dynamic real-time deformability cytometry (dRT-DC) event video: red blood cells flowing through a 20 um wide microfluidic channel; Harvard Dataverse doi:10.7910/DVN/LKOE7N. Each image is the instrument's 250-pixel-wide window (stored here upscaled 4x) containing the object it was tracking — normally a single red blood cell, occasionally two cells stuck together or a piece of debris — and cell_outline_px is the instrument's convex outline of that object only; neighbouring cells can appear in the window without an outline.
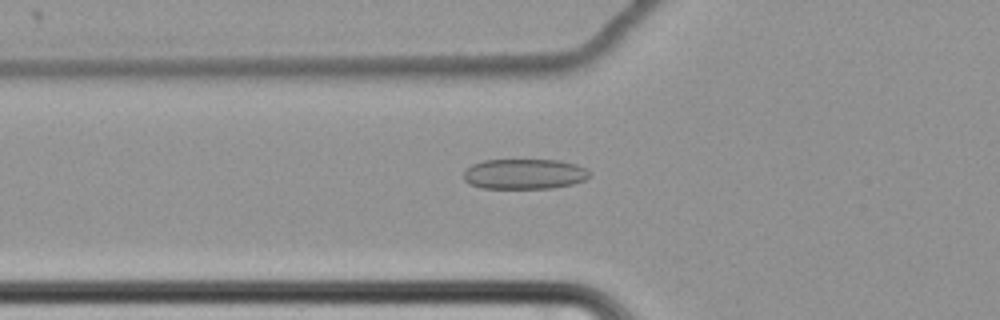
{"species": "common noctule bat (a hibernating species)", "species_latin": "Nyctalus noctula", "temperature_condition": "cold", "stored_images_in_passage": 63, "camera_frame_rate_fps": 3000, "um_per_image_px": 0.085, "animal": {"sex": "female", "body_mass_g": 22.7, "forearm_length_mm": 54.2}, "frame": {"image": 1, "passage_image": 25, "time_ms": 8.0, "image_size_px": [1000, 320], "cell_outline_px": [[592, 176], [584, 180], [572, 184], [552, 188], [480, 188], [468, 184], [464, 180], [464, 172], [472, 164], [484, 160], [560, 160], [576, 164], [584, 168]], "centroid_in_image_um": [44.56, 14.79], "position_along_channel_um": 81.2, "area_um2": 22.25}}
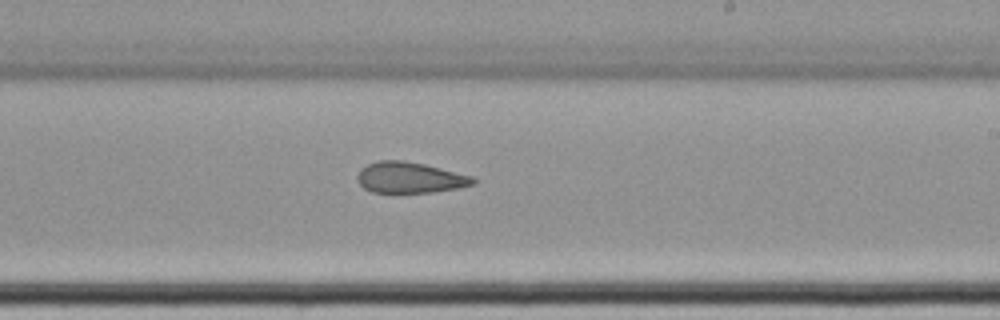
{"frame": {"image": 2, "passage_image": 40, "time_ms": 13.0, "image_size_px": [1000, 320], "cell_outline_px": [[476, 184], [460, 188], [432, 192], [372, 192], [364, 188], [356, 180], [356, 176], [360, 168], [368, 164], [380, 160], [404, 160], [424, 164], [472, 176], [476, 180]], "centroid_in_image_um": [34.83, 15.09], "position_along_channel_um": 254.2, "area_um2": 20.92}}
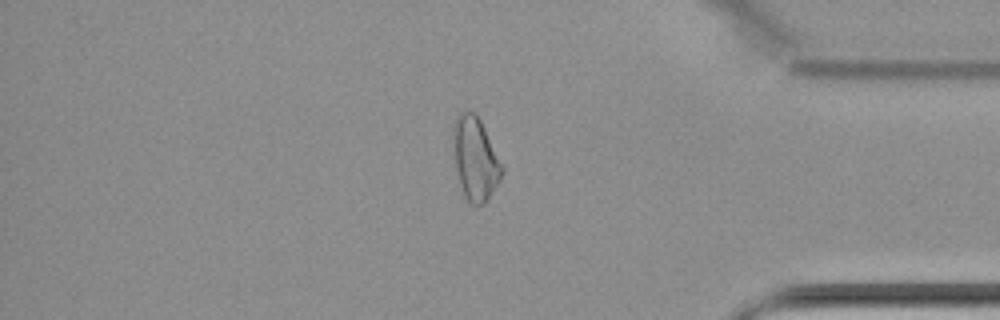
{"frame": {"image": 3, "passage_image": 54, "time_ms": 17.667, "image_size_px": [1000, 320], "cell_outline_px": [[504, 172], [500, 180], [488, 200], [484, 204], [476, 208], [464, 196], [460, 184], [456, 168], [452, 132], [452, 128], [456, 116], [460, 112], [472, 112], [480, 120], [504, 164]], "centroid_in_image_um": [40.42, 13.52], "position_along_channel_um": 394.8, "area_um2": 23.87}, "authors_computed_cell_mechanics": {"area_um2": 24.1026, "velocity_mm_per_s": 3.4655, "shape_relaxation_time_tau1_ms": null, "shape_relaxation_time_tau2_ms": 5.9822, "deformation_change_tau1": null, "deformation_change_tau2": 0.1448}}